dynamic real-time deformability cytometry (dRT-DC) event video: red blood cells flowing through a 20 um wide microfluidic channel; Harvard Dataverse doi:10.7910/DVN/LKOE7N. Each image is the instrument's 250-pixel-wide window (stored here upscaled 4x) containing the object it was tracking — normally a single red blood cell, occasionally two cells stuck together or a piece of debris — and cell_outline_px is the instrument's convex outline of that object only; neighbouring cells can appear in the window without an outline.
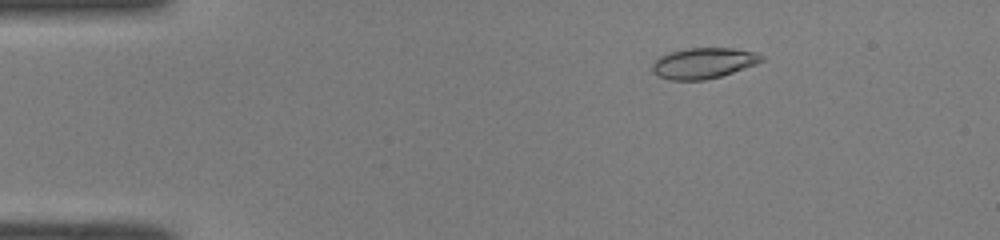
{"species": "common noctule bat (a hibernating species)", "species_latin": "Nyctalus noctula", "temperature_condition": "room temperature", "stored_images_in_passage": 43, "camera_frame_rate_fps": 3000, "um_per_image_px": 0.085, "animal": {"sex": "male", "body_mass_g": 19.0, "forearm_length_mm": 50.8}, "frame": {"image": 1, "passage_image": 1, "time_ms": 0.0, "image_size_px": [1000, 240], "cell_outline_px": [[764, 60], [756, 64], [720, 76], [704, 80], [668, 80], [652, 72], [652, 64], [660, 56], [668, 52], [688, 48], [732, 48], [756, 52], [764, 56]], "centroid_in_image_um": [59.79, 5.36], "position_along_channel_um": 25.2, "area_um2": 19.54}}
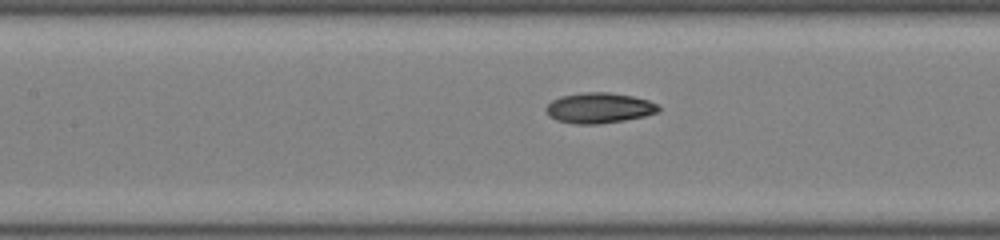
{"frame": {"image": 2, "passage_image": 16, "time_ms": 5.0, "image_size_px": [1000, 240], "cell_outline_px": [[660, 112], [644, 116], [624, 120], [596, 124], [576, 124], [556, 120], [548, 116], [544, 108], [552, 100], [560, 96], [584, 92], [608, 92], [632, 96], [648, 100], [656, 104], [660, 108]], "centroid_in_image_um": [50.9, 9.17], "position_along_channel_um": 156.5, "area_um2": 20.0}}
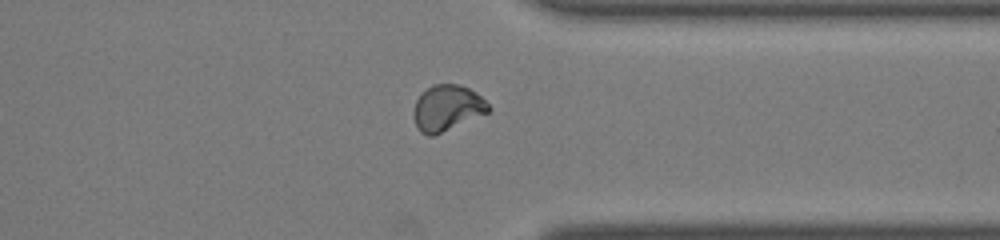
{"frame": {"image": 3, "passage_image": 32, "time_ms": 10.333, "image_size_px": [1000, 240], "cell_outline_px": [[492, 108], [488, 112], [432, 136], [428, 136], [420, 132], [416, 124], [412, 112], [416, 100], [432, 84], [460, 84], [476, 92]], "centroid_in_image_um": [37.99, 9.17], "position_along_channel_um": 373.4, "area_um2": 19.71}, "authors_computed_cell_mechanics": {"area_um2": 19.652, "velocity_mm_per_s": 4.107, "shape_relaxation_time_tau1_ms": 3.6653, "shape_relaxation_time_tau2_ms": 2.3557, "deformation_change_tau1": 0.125, "deformation_change_tau2": 0.0593}}